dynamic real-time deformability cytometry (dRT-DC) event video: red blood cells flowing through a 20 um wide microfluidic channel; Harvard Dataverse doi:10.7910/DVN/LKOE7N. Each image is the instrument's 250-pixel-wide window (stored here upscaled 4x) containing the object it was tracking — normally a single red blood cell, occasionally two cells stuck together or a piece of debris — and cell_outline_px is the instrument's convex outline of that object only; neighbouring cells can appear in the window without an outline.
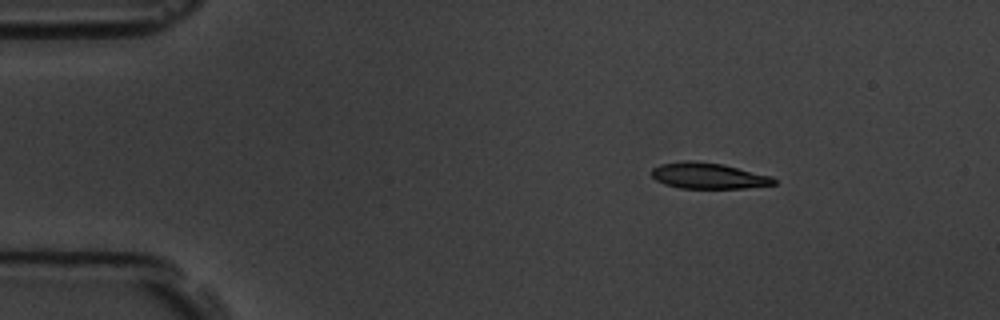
{"species": "common noctule bat (a hibernating species)", "species_latin": "Nyctalus noctula", "temperature_condition": "room temperature", "stored_images_in_passage": 3, "camera_frame_rate_fps": 3000, "um_per_image_px": 0.085, "animal": {"sex": "male", "body_mass_g": 19.5, "forearm_length_mm": 54.6}, "frame": {"image": 1, "passage_image": 1, "time_ms": 0.0, "image_size_px": [1000, 320], "cell_outline_px": [[776, 184], [744, 188], [680, 188], [664, 184], [656, 180], [652, 176], [652, 168], [660, 164], [688, 160], [692, 160], [724, 164], [772, 176], [776, 180]], "centroid_in_image_um": [60.21, 14.93], "position_along_channel_um": 24.8, "area_um2": 18.55}}